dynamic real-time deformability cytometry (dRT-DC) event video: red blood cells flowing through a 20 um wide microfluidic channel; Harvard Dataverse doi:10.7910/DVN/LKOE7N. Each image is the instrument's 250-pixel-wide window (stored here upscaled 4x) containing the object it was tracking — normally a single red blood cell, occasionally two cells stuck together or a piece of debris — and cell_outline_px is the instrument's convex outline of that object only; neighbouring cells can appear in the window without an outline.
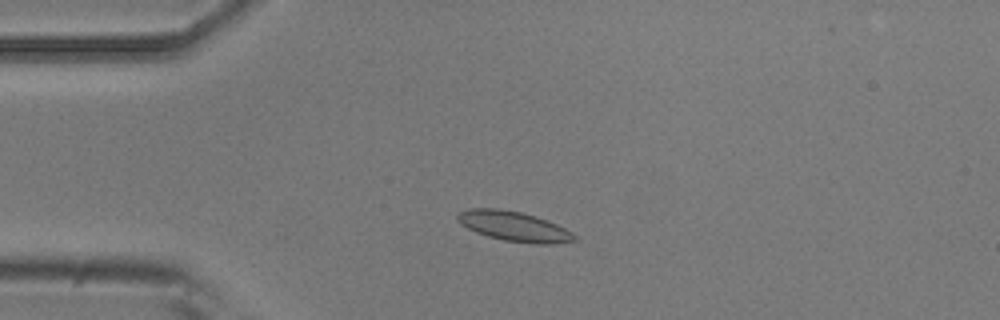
{"species": "common noctule bat (a hibernating species)", "species_latin": "Nyctalus noctula", "temperature_condition": "room temperature", "stored_images_in_passage": 3, "camera_frame_rate_fps": 3000, "um_per_image_px": 0.085, "animal": {"sex": "male", "body_mass_g": 20.5, "forearm_length_mm": 52.5}, "frame": {"image": 1, "passage_image": 3, "time_ms": 2.333, "image_size_px": [1000, 320], "cell_outline_px": [[576, 240], [552, 244], [536, 244], [504, 240], [488, 236], [476, 232], [460, 224], [456, 220], [456, 216], [460, 212], [468, 208], [496, 208], [520, 212], [556, 224], [572, 232], [576, 236]], "centroid_in_image_um": [43.64, 19.24], "position_along_channel_um": 41.4, "area_um2": 20.06}}